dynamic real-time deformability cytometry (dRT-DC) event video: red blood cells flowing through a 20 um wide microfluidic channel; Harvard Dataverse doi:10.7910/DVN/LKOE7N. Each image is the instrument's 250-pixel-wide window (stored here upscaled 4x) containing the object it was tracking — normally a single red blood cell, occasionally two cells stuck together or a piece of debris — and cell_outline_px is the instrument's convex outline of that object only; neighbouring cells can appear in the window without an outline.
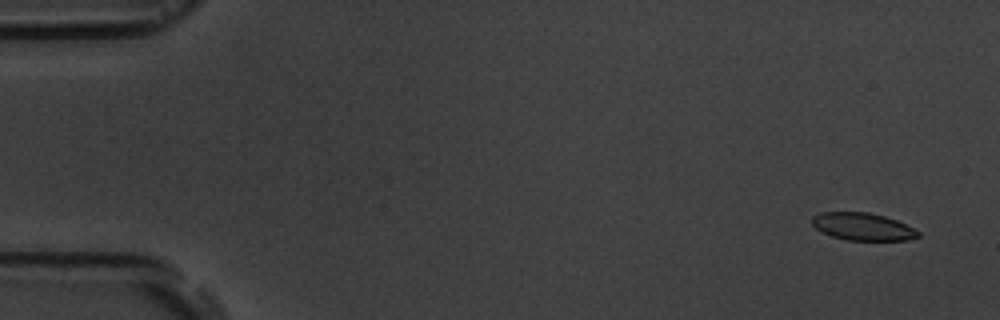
{"species": "common noctule bat (a hibernating species)", "species_latin": "Nyctalus noctula", "temperature_condition": "room temperature", "stored_images_in_passage": 54, "camera_frame_rate_fps": 3000, "um_per_image_px": 0.085, "animal": {"sex": "male", "body_mass_g": 19.5, "forearm_length_mm": 54.6}, "frame": {"image": 1, "passage_image": 1, "time_ms": 0.0, "image_size_px": [1000, 320], "cell_outline_px": [[920, 236], [908, 240], [848, 240], [832, 236], [816, 228], [812, 224], [812, 216], [820, 212], [868, 212], [884, 216], [896, 220], [920, 232]], "centroid_in_image_um": [73.32, 19.26], "position_along_channel_um": 11.7, "area_um2": 16.82}}
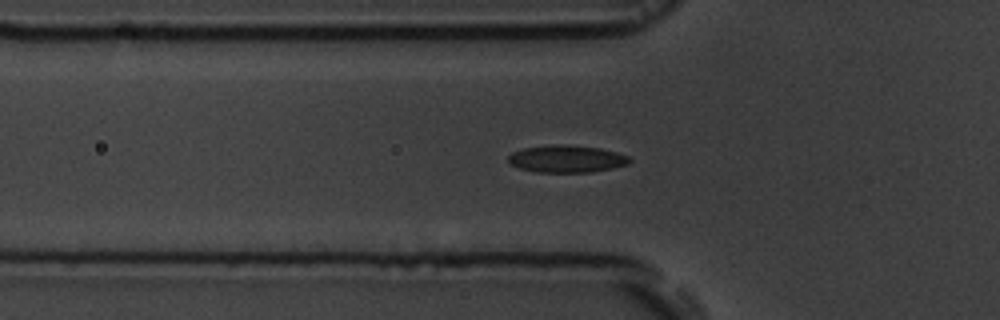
{"frame": {"image": 2, "passage_image": 17, "time_ms": 5.333, "image_size_px": [1000, 320], "cell_outline_px": [[632, 160], [628, 164], [612, 168], [592, 172], [536, 172], [520, 168], [512, 164], [508, 160], [508, 156], [512, 152], [524, 148], [564, 144], [600, 148], [616, 152], [628, 156]], "centroid_in_image_um": [48.19, 13.51], "position_along_channel_um": 77.6, "area_um2": 19.07}}
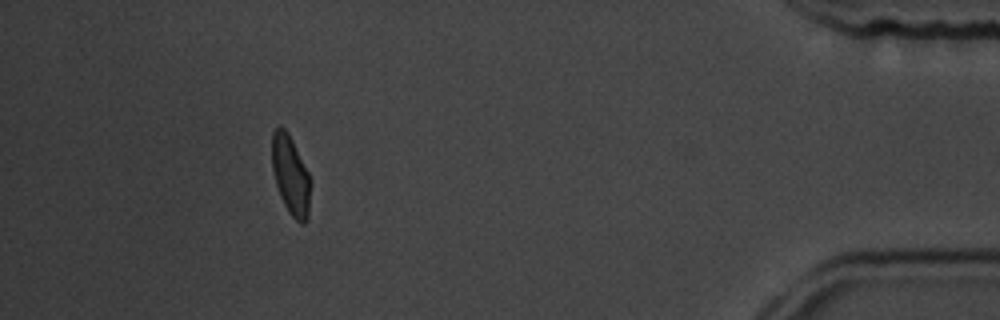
{"frame": {"image": 3, "passage_image": 49, "time_ms": 16.0, "image_size_px": [1000, 320], "cell_outline_px": [[308, 216], [304, 224], [300, 224], [288, 212], [280, 196], [276, 184], [272, 168], [272, 132], [280, 124], [288, 132], [308, 172]], "centroid_in_image_um": [24.66, 14.86], "position_along_channel_um": 410.5, "area_um2": 17.34}, "authors_computed_cell_mechanics": {"area_um2": 18.4671, "velocity_mm_per_s": 3.6548, "shape_relaxation_time_tau1_ms": 4.7868, "shape_relaxation_time_tau2_ms": 1.979, "deformation_change_tau1": 0.1253, "deformation_change_tau2": 0.0721}}